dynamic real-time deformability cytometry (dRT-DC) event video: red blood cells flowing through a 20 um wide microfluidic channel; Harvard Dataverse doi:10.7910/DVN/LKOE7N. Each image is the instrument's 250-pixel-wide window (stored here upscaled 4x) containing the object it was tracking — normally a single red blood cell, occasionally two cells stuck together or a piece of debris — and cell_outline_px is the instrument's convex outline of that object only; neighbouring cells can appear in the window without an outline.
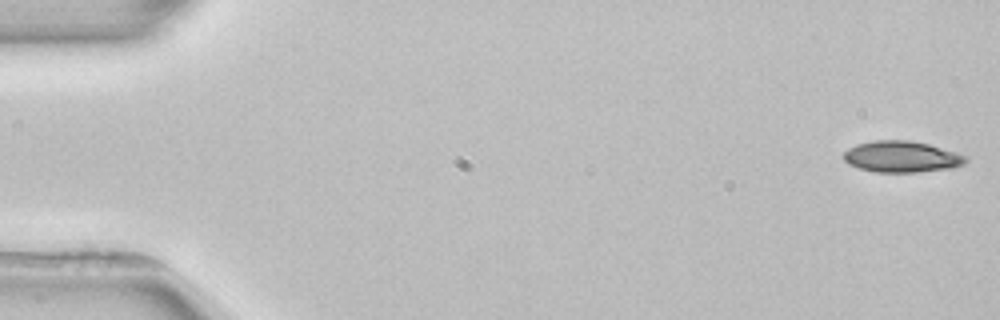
{"species": "common noctule bat (a hibernating species)", "species_latin": "Nyctalus noctula", "temperature_condition": "room temperature", "stored_images_in_passage": 4, "camera_frame_rate_fps": 3000, "um_per_image_px": 0.085, "animal": {"sex": "female", "body_mass_g": 22.7, "forearm_length_mm": 54.2}, "frame": {"image": 1, "passage_image": 1, "time_ms": 0.0, "image_size_px": [1000, 320], "cell_outline_px": [[968, 160], [964, 164], [952, 168], [916, 172], [876, 172], [860, 168], [848, 164], [844, 160], [844, 152], [848, 148], [856, 144], [872, 140], [908, 140], [928, 144], [956, 152], [968, 156]], "centroid_in_image_um": [76.64, 13.31], "position_along_channel_um": 8.4, "area_um2": 22.31}}
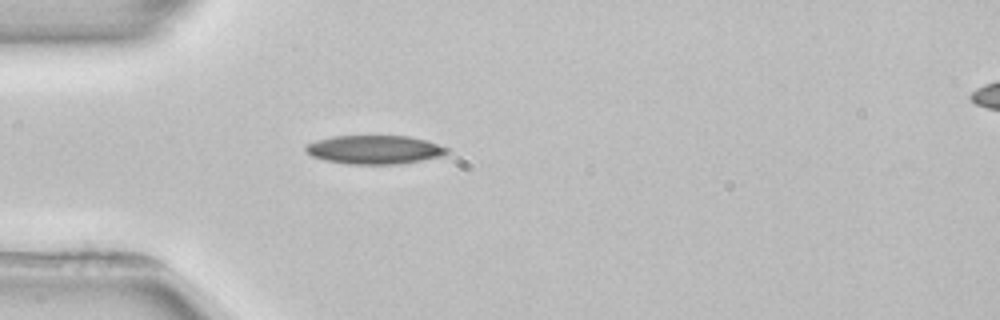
{"frame": {"image": 2, "passage_image": 4, "time_ms": 4.667, "image_size_px": [1000, 320], "cell_outline_px": [[448, 152], [444, 156], [396, 164], [348, 164], [324, 160], [312, 156], [304, 148], [304, 144], [316, 140], [332, 136], [408, 136], [428, 140], [448, 148]], "centroid_in_image_um": [31.82, 12.71], "position_along_channel_um": 53.2, "area_um2": 23.7}}